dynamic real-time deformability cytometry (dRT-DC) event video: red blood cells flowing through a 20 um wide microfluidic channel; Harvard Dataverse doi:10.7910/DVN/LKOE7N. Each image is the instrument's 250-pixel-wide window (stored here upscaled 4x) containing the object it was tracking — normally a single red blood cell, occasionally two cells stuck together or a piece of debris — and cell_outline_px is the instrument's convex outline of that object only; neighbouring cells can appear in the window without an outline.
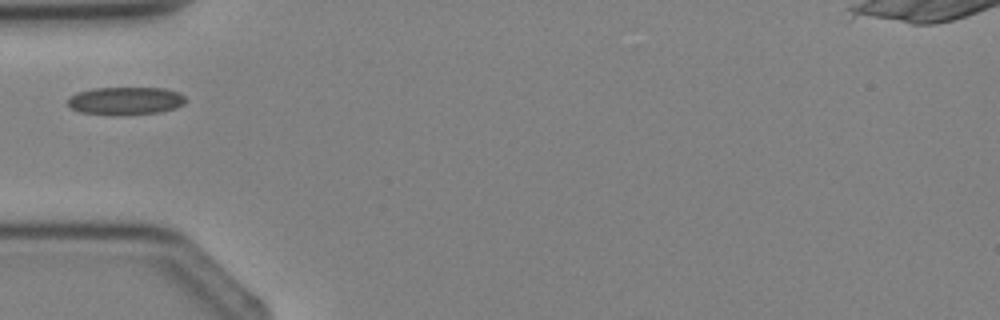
{"species": "Egyptian fruit bat (a non-hibernating species)", "species_latin": "Rousettus aegyptiacus", "temperature_condition": "cold", "stored_images_in_passage": 3, "camera_frame_rate_fps": 3000, "um_per_image_px": 0.085, "animal": {"sex": "female"}, "frame": {"image": 1, "passage_image": 3, "time_ms": 2.333, "image_size_px": [1000, 320], "cell_outline_px": [[188, 100], [184, 104], [176, 108], [160, 112], [80, 112], [72, 108], [68, 104], [68, 96], [76, 92], [92, 88], [164, 88], [180, 92]], "centroid_in_image_um": [10.72, 8.51], "position_along_channel_um": 74.3, "area_um2": 18.38}}